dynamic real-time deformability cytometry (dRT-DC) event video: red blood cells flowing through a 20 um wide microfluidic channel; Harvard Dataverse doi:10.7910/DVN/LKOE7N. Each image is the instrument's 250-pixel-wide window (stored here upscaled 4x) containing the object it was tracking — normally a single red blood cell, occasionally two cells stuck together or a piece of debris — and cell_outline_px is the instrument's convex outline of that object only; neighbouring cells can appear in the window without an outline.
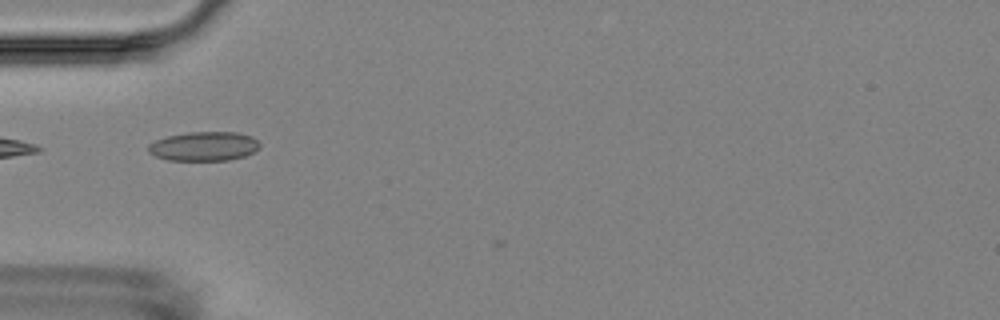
{"species": "Egyptian fruit bat (a non-hibernating species)", "species_latin": "Rousettus aegyptiacus", "temperature_condition": "room temperature", "stored_images_in_passage": 3, "camera_frame_rate_fps": 3000, "um_per_image_px": 0.085, "animal": {"sex": "female"}, "frame": {"image": 1, "passage_image": 1, "time_ms": 0.0, "image_size_px": [1000, 320], "cell_outline_px": [[260, 148], [244, 156], [228, 160], [168, 160], [156, 156], [148, 152], [148, 144], [156, 140], [168, 136], [188, 132], [236, 132], [252, 136], [260, 144]], "centroid_in_image_um": [17.33, 12.43], "position_along_channel_um": 67.7, "area_um2": 18.9}}